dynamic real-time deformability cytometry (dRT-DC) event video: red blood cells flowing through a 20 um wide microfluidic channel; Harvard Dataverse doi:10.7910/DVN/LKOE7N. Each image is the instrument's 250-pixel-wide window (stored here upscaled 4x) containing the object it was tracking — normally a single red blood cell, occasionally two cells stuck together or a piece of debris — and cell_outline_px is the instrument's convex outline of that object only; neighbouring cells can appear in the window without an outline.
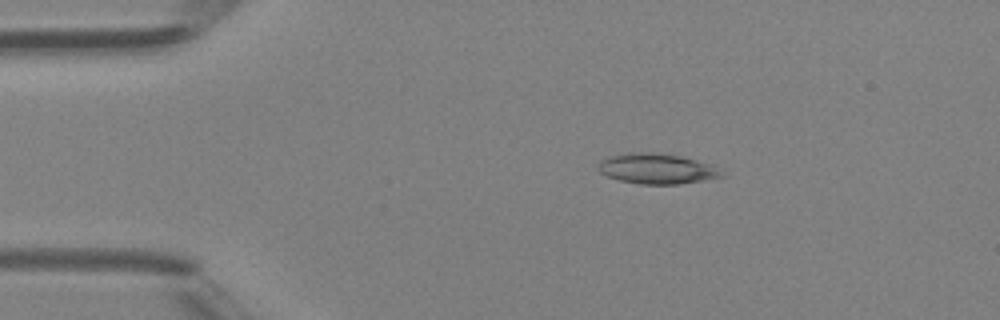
{"species": "Egyptian fruit bat (a non-hibernating species)", "species_latin": "Rousettus aegyptiacus", "temperature_condition": "room temperature", "stored_images_in_passage": 47, "camera_frame_rate_fps": 3000, "um_per_image_px": 0.085, "animal": {"sex": "female"}, "frame": {"image": 1, "passage_image": 9, "time_ms": 2.667, "image_size_px": [1000, 320], "cell_outline_px": [[724, 176], [704, 180], [680, 184], [640, 184], [620, 180], [608, 176], [600, 172], [596, 168], [600, 160], [612, 156], [628, 152], [652, 152], [680, 156], [712, 164]], "centroid_in_image_um": [55.8, 14.34], "position_along_channel_um": 29.2, "area_um2": 21.68}}
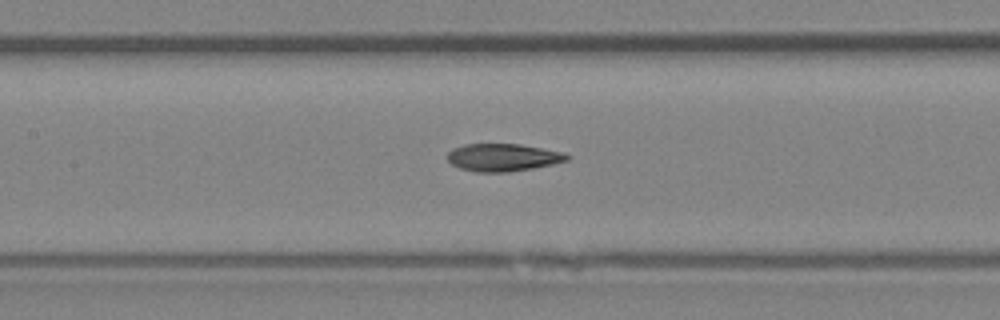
{"frame": {"image": 2, "passage_image": 22, "time_ms": 7.0, "image_size_px": [1000, 320], "cell_outline_px": [[568, 160], [552, 164], [532, 168], [508, 172], [476, 172], [460, 168], [452, 164], [448, 160], [448, 152], [452, 148], [464, 144], [520, 144], [564, 152], [568, 156]], "centroid_in_image_um": [42.73, 13.38], "position_along_channel_um": 164.7, "area_um2": 19.13}}
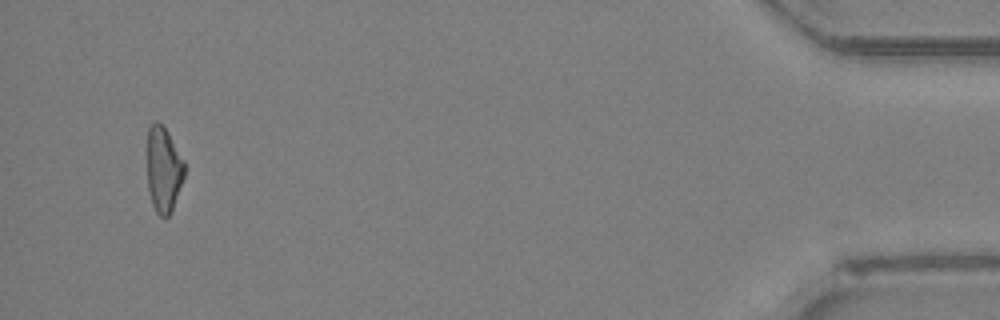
{"frame": {"image": 3, "passage_image": 45, "time_ms": 14.667, "image_size_px": [1000, 320], "cell_outline_px": [[184, 176], [172, 212], [168, 216], [160, 216], [156, 212], [152, 204], [148, 188], [148, 128], [156, 120], [164, 124], [184, 160]], "centroid_in_image_um": [13.91, 14.38], "position_along_channel_um": 421.3, "area_um2": 18.61}, "authors_computed_cell_mechanics": {"area_um2": 19.2474, "velocity_mm_per_s": 4.4209, "shape_relaxation_time_tau1_ms": null, "shape_relaxation_time_tau2_ms": 3.2138, "deformation_change_tau1": null, "deformation_change_tau2": 0.1182}}